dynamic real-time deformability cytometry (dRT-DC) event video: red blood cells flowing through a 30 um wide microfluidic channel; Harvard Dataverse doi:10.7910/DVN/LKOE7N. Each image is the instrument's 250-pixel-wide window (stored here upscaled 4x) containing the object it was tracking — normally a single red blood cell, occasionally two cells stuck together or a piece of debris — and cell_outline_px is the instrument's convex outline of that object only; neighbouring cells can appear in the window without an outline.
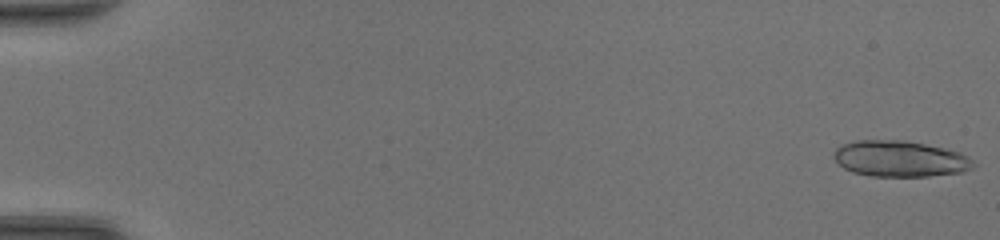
{"species": "common noctule bat (a hibernating species)", "species_latin": "Nyctalus noctula", "temperature_condition": "room temperature", "stored_images_in_passage": 35, "camera_frame_rate_fps": 3000, "um_per_image_px": 0.085, "animal": {"sex": "female", "body_mass_g": 20.0, "forearm_length_mm": 54.0}, "frame": {"image": 1, "passage_image": 1, "time_ms": 0.0, "image_size_px": [1000, 240], "cell_outline_px": [[976, 164], [972, 168], [964, 172], [928, 176], [868, 176], [852, 172], [844, 168], [832, 156], [836, 148], [840, 144], [852, 140], [900, 140], [924, 144], [944, 148], [960, 152], [968, 156]], "centroid_in_image_um": [76.48, 13.49], "position_along_channel_um": 8.5, "area_um2": 29.48}}
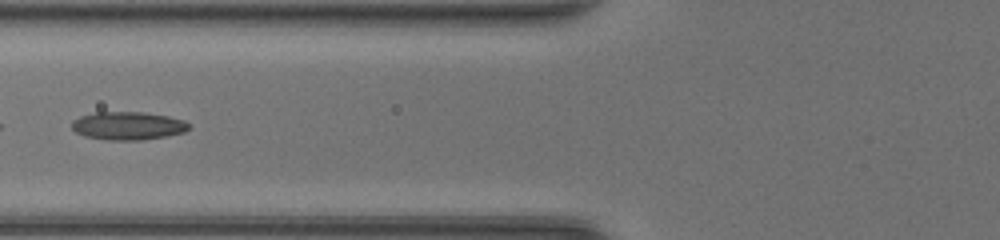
{"frame": {"image": 2, "passage_image": 21, "time_ms": 6.667, "image_size_px": [1000, 240], "cell_outline_px": [[192, 128], [184, 132], [168, 136], [144, 140], [108, 140], [84, 136], [76, 132], [72, 128], [72, 120], [80, 116], [96, 112], [144, 112], [168, 116], [184, 120]], "centroid_in_image_um": [10.89, 10.69], "position_along_channel_um": 114.9, "area_um2": 19.36}}
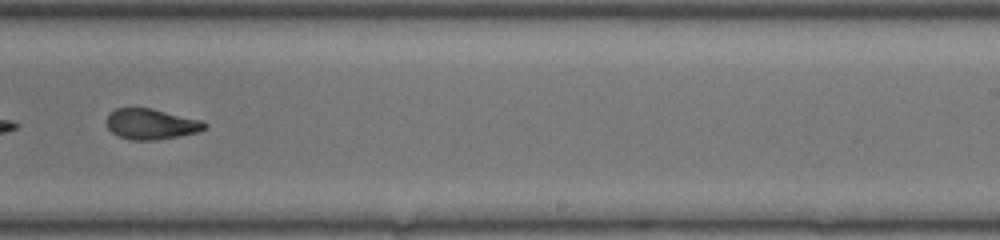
{"frame": {"image": 3, "passage_image": 32, "time_ms": 10.333, "image_size_px": [1000, 240], "cell_outline_px": [[208, 124], [200, 132], [152, 140], [132, 140], [116, 136], [108, 128], [104, 120], [108, 112], [116, 108], [152, 108], [204, 120]], "centroid_in_image_um": [12.82, 10.53], "position_along_channel_um": 276.2, "area_um2": 17.8}}